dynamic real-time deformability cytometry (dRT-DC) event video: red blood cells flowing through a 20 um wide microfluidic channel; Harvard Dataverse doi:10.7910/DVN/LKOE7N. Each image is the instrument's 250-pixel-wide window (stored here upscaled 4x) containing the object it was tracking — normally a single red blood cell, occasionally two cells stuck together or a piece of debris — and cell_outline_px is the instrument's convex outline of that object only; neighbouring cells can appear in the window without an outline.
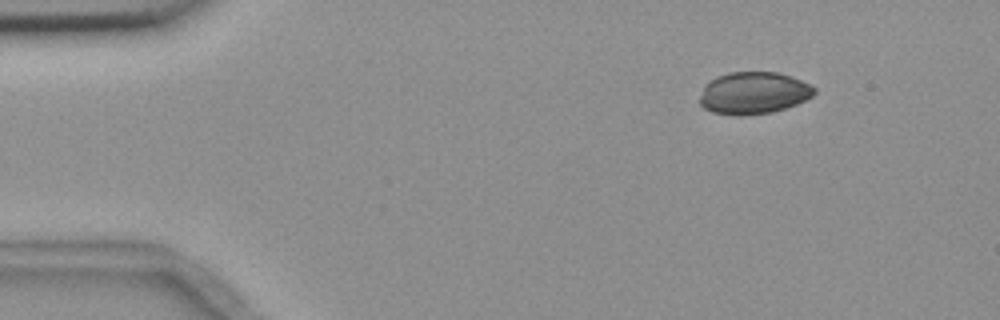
{"species": "common noctule bat (a hibernating species)", "species_latin": "Nyctalus noctula", "temperature_condition": "room temperature", "stored_images_in_passage": 3, "camera_frame_rate_fps": 3000, "um_per_image_px": 0.085, "animal": {"sex": "female", "body_mass_g": 18.4}, "frame": {"image": 1, "passage_image": 1, "time_ms": 0.0, "image_size_px": [1000, 320], "cell_outline_px": [[816, 92], [812, 96], [796, 104], [772, 112], [712, 112], [704, 108], [700, 104], [700, 96], [704, 84], [716, 76], [728, 72], [780, 72], [800, 80], [816, 88]], "centroid_in_image_um": [64.05, 7.84], "position_along_channel_um": 20.9, "area_um2": 27.28}}
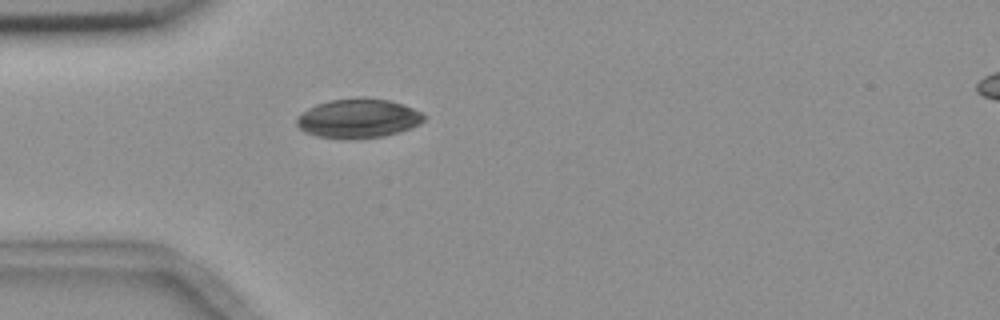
{"frame": {"image": 2, "passage_image": 3, "time_ms": 3.0, "image_size_px": [1000, 320], "cell_outline_px": [[424, 120], [420, 124], [412, 128], [400, 132], [384, 136], [352, 140], [344, 140], [316, 136], [304, 132], [296, 124], [296, 116], [300, 112], [316, 104], [332, 100], [360, 96], [364, 96], [388, 100], [404, 104], [420, 112], [424, 116]], "centroid_in_image_um": [30.42, 10.07], "position_along_channel_um": 54.6, "area_um2": 29.77}}